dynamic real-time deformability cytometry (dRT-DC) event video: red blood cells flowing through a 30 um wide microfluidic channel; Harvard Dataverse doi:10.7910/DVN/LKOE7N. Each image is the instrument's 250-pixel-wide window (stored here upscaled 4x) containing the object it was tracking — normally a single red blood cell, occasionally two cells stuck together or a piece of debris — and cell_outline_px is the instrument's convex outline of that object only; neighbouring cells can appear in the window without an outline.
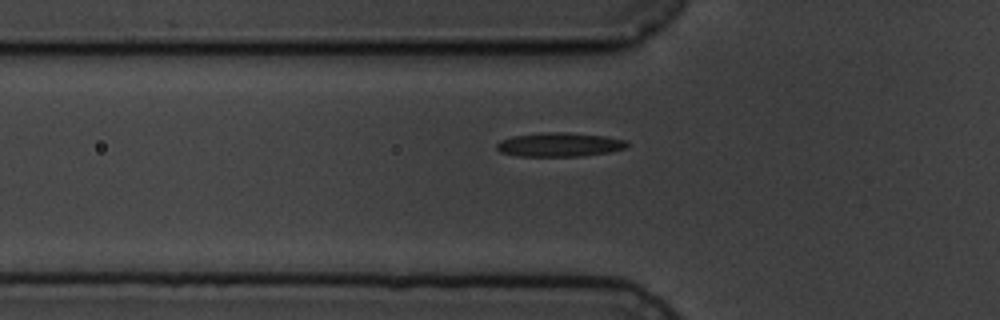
{"species": "common noctule bat (a hibernating species)", "species_latin": "Nyctalus noctula", "temperature_condition": "cold", "stored_images_in_passage": 6, "camera_frame_rate_fps": 3000, "um_per_image_px": 0.085, "animal": {"sex": "male", "body_mass_g": 19.5, "forearm_length_mm": 54.6}, "frame": {"image": 1, "passage_image": 6, "time_ms": 5.667, "image_size_px": [1000, 320], "cell_outline_px": [[628, 148], [608, 152], [580, 156], [520, 156], [500, 152], [496, 148], [496, 144], [500, 140], [512, 136], [540, 132], [568, 132], [604, 136], [628, 140]], "centroid_in_image_um": [47.56, 12.28], "position_along_channel_um": 78.2, "area_um2": 18.38}}